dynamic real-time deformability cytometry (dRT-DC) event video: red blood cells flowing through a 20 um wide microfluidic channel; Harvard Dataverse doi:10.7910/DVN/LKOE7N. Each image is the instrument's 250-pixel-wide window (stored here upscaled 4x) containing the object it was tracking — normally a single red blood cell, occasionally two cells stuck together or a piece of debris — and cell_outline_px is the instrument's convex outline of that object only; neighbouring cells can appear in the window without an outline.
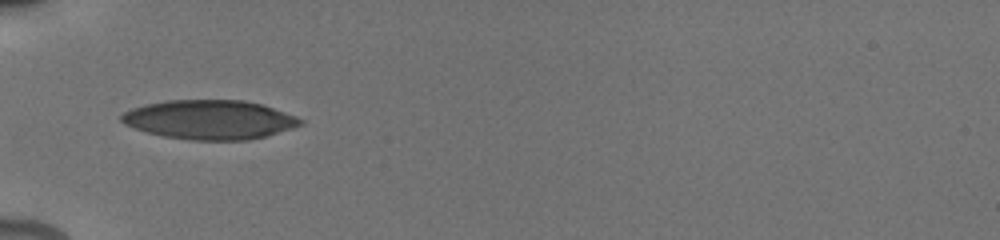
{"species": "human", "species_latin": "Homo sapiens", "temperature_condition": "cold", "stored_images_in_passage": 20, "camera_frame_rate_fps": 3000, "um_per_image_px": 0.085, "donor": {"sex": "male"}, "frame": {"image": 1, "passage_image": 1, "time_ms": 0.0, "image_size_px": [1000, 240], "cell_outline_px": [[304, 124], [292, 128], [264, 136], [248, 140], [188, 140], [164, 136], [148, 132], [124, 124], [120, 120], [120, 116], [124, 112], [132, 108], [148, 104], [168, 100], [244, 100], [260, 104], [296, 116], [304, 120]], "centroid_in_image_um": [17.82, 10.17], "position_along_channel_um": 67.2, "area_um2": 40.63}}
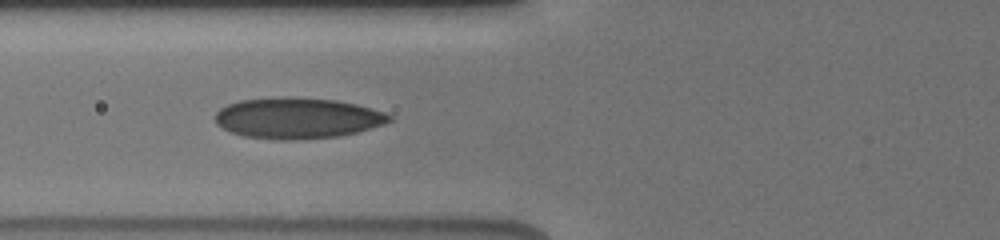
{"frame": {"image": 2, "passage_image": 7, "time_ms": 1.0, "image_size_px": [1000, 240], "cell_outline_px": [[392, 120], [384, 124], [356, 132], [336, 136], [288, 140], [272, 140], [244, 136], [232, 132], [216, 124], [212, 116], [220, 108], [228, 104], [240, 100], [284, 96], [292, 96], [336, 100], [356, 104], [384, 112], [392, 116]], "centroid_in_image_um": [25.23, 10.02], "position_along_channel_um": 100.6, "area_um2": 41.67}}
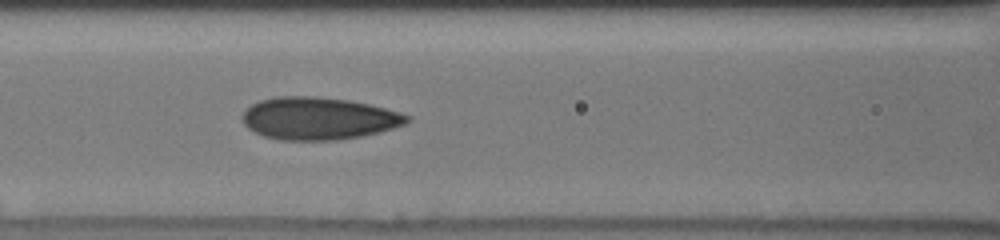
{"frame": {"image": 3, "passage_image": 12, "time_ms": 2.0, "image_size_px": [1000, 240], "cell_outline_px": [[412, 120], [404, 124], [380, 132], [360, 136], [336, 140], [280, 140], [264, 136], [248, 128], [244, 124], [240, 116], [252, 104], [260, 100], [276, 96], [316, 96], [348, 100], [368, 104], [400, 112], [412, 116]], "centroid_in_image_um": [27.08, 10.06], "position_along_channel_um": 139.5, "area_um2": 40.75}}